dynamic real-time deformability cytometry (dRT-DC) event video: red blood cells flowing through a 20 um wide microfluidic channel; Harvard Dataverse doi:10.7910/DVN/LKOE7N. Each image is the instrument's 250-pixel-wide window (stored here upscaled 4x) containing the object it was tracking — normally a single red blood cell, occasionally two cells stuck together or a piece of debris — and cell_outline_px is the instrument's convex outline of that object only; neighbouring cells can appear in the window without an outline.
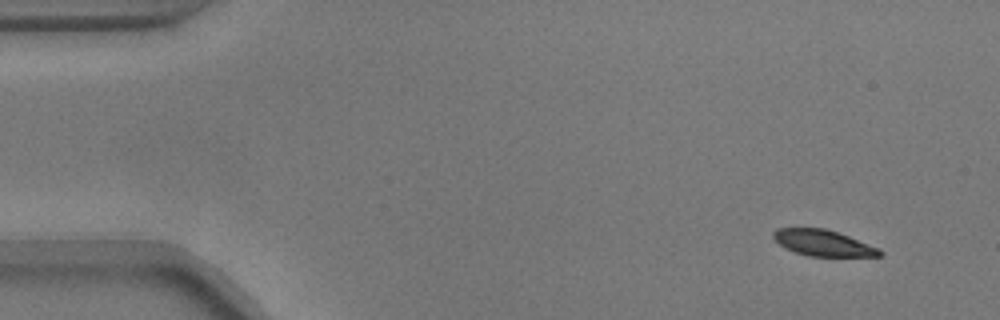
{"species": "common noctule bat (a hibernating species)", "species_latin": "Nyctalus noctula", "temperature_condition": "warm", "stored_images_in_passage": 51, "camera_frame_rate_fps": 3000, "um_per_image_px": 0.085, "animal": {"sex": "male", "body_mass_g": 17.9}, "frame": {"image": 1, "passage_image": 1, "time_ms": 0.0, "image_size_px": [1000, 320], "cell_outline_px": [[884, 256], [808, 256], [784, 248], [772, 236], [772, 232], [776, 228], [824, 228], [848, 236], [880, 248], [884, 252]], "centroid_in_image_um": [69.98, 20.65], "position_along_channel_um": 15.0, "area_um2": 16.13}}
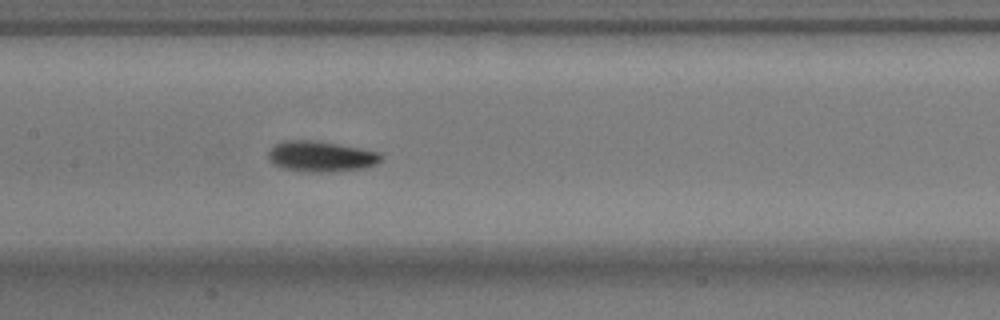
{"frame": {"image": 2, "passage_image": 23, "time_ms": 7.333, "image_size_px": [1000, 320], "cell_outline_px": [[384, 156], [376, 164], [364, 168], [332, 172], [304, 172], [280, 168], [272, 164], [268, 160], [268, 152], [276, 144], [284, 140], [316, 140], [360, 148], [380, 152]], "centroid_in_image_um": [27.26, 13.3], "position_along_channel_um": 180.1, "area_um2": 20.46}}
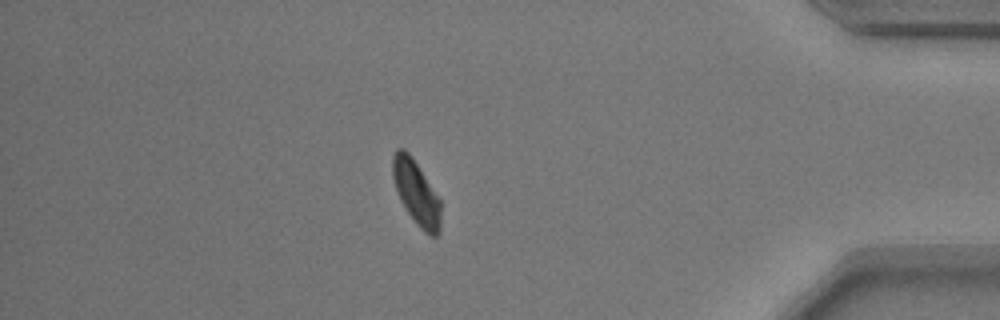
{"frame": {"image": 3, "passage_image": 44, "time_ms": 14.333, "image_size_px": [1000, 320], "cell_outline_px": [[440, 232], [436, 236], [432, 236], [424, 232], [416, 224], [404, 208], [400, 200], [392, 176], [392, 156], [396, 148], [404, 148], [412, 156], [440, 200]], "centroid_in_image_um": [35.36, 16.37], "position_along_channel_um": 399.8, "area_um2": 18.03}, "authors_computed_cell_mechanics": {"area_um2": 18.496, "velocity_mm_per_s": 3.6964, "shape_relaxation_time_tau1_ms": 2.585, "shape_relaxation_time_tau2_ms": 3.6998, "deformation_change_tau1": 0.0968, "deformation_change_tau2": 0.0858}}